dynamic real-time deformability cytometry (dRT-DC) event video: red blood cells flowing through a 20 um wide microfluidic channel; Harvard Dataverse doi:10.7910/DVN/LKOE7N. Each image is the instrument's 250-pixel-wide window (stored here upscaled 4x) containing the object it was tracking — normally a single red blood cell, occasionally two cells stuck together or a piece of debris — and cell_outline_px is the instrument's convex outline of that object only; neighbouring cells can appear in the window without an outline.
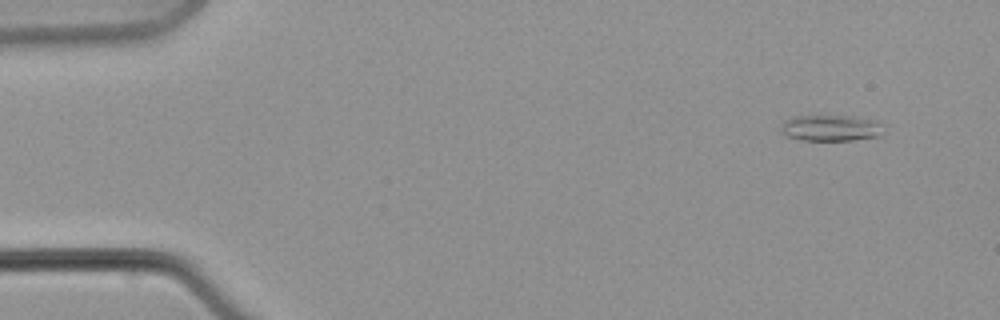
{"species": "common noctule bat (a hibernating species)", "species_latin": "Nyctalus noctula", "temperature_condition": "warm", "stored_images_in_passage": 10, "camera_frame_rate_fps": 3000, "um_per_image_px": 0.085, "animal": {"sex": "male", "body_mass_g": 21.5, "forearm_length_mm": 52.0}, "frame": {"image": 1, "passage_image": 2, "time_ms": 2.0, "image_size_px": [1000, 320], "cell_outline_px": [[888, 128], [884, 136], [852, 140], [804, 140], [784, 136], [780, 132], [780, 128], [784, 120], [792, 116], [852, 116], [880, 120]], "centroid_in_image_um": [70.74, 10.88], "position_along_channel_um": 14.3, "area_um2": 16.36}}
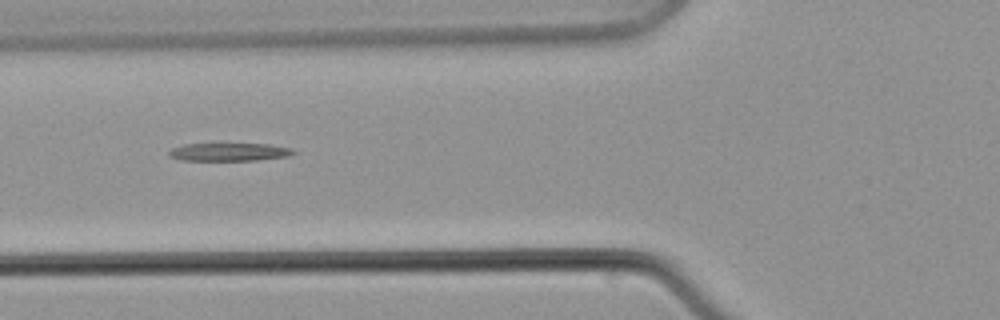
{"frame": {"image": 2, "passage_image": 9, "time_ms": 10.333, "image_size_px": [1000, 320], "cell_outline_px": [[296, 152], [288, 156], [256, 160], [180, 160], [168, 156], [168, 152], [172, 148], [184, 144], [268, 144], [292, 148]], "centroid_in_image_um": [19.46, 12.91], "position_along_channel_um": 106.3, "area_um2": 12.95}}
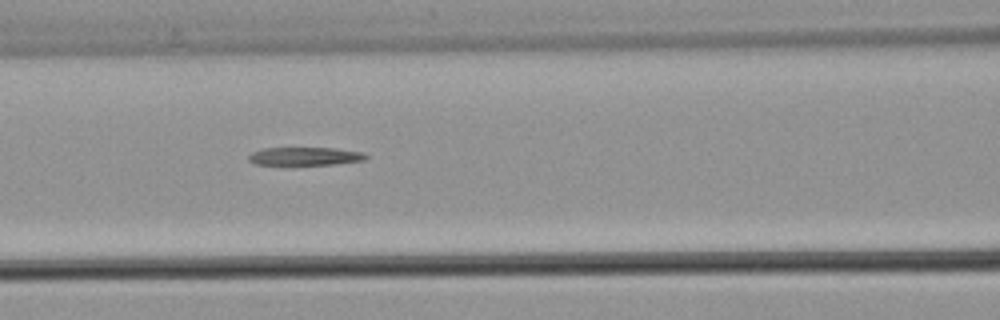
{"frame": {"image": 3, "passage_image": 10, "time_ms": 11.667, "image_size_px": [1000, 320], "cell_outline_px": [[368, 156], [364, 160], [336, 164], [256, 164], [248, 160], [248, 156], [252, 152], [264, 148], [336, 148], [364, 152]], "centroid_in_image_um": [25.96, 13.27], "position_along_channel_um": 140.6, "area_um2": 12.25}}